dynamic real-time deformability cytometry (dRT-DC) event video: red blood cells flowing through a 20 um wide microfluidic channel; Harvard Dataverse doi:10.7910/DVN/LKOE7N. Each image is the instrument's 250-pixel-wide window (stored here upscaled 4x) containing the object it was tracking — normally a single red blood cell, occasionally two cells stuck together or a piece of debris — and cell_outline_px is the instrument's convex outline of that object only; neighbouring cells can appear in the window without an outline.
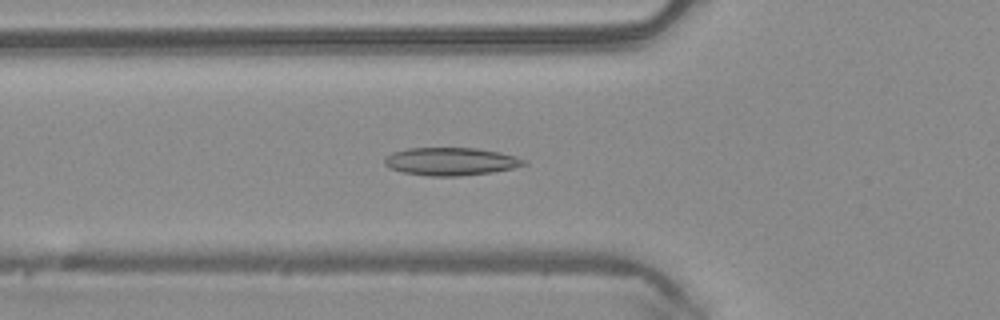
{"species": "common noctule bat (a hibernating species)", "species_latin": "Nyctalus noctula", "temperature_condition": "warm", "stored_images_in_passage": 49, "camera_frame_rate_fps": 3000, "um_per_image_px": 0.085, "animal": {"sex": "male", "body_mass_g": 20.4}, "frame": {"image": 1, "passage_image": 17, "time_ms": 5.333, "image_size_px": [1000, 320], "cell_outline_px": [[528, 164], [512, 168], [492, 172], [460, 176], [428, 176], [404, 172], [392, 168], [384, 164], [384, 160], [392, 152], [408, 148], [476, 148], [500, 152], [516, 156], [528, 160]], "centroid_in_image_um": [38.37, 13.72], "position_along_channel_um": 87.4, "area_um2": 22.6}}
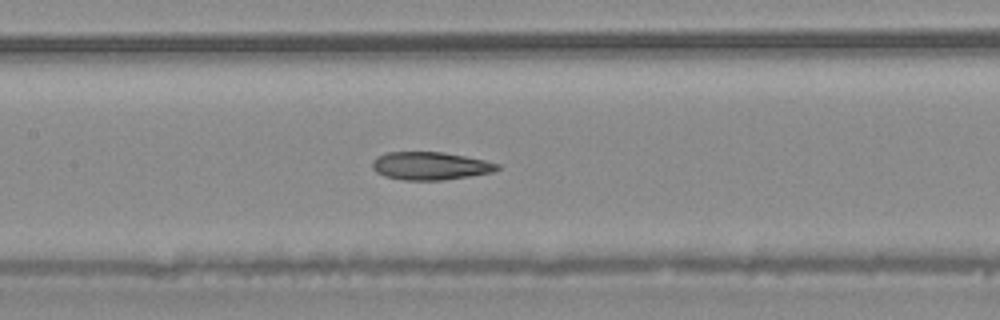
{"frame": {"image": 2, "passage_image": 23, "time_ms": 7.333, "image_size_px": [1000, 320], "cell_outline_px": [[500, 168], [492, 172], [472, 176], [444, 180], [404, 180], [384, 176], [376, 172], [372, 168], [372, 160], [376, 156], [388, 152], [444, 152], [484, 160], [500, 164]], "centroid_in_image_um": [36.56, 14.1], "position_along_channel_um": 170.8, "area_um2": 20.46}}
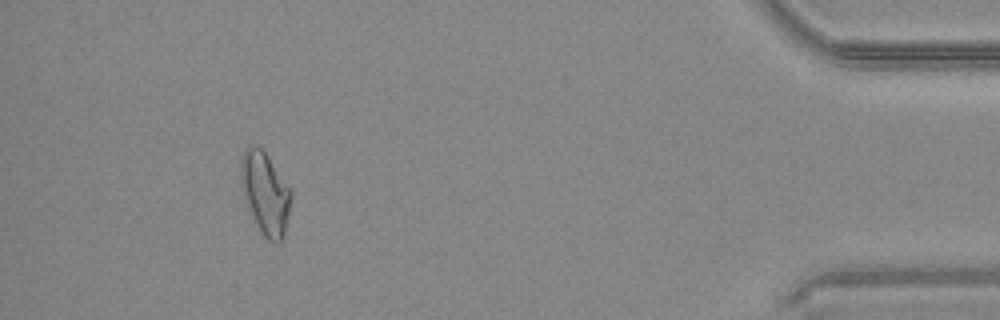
{"frame": {"image": 3, "passage_image": 45, "time_ms": 14.667, "image_size_px": [1000, 320], "cell_outline_px": [[292, 196], [284, 232], [280, 244], [276, 244], [268, 240], [264, 236], [256, 224], [244, 196], [240, 172], [240, 160], [244, 152], [252, 144], [256, 144], [264, 152], [292, 192]], "centroid_in_image_um": [22.54, 16.44], "position_along_channel_um": 412.7, "area_um2": 23.41}, "authors_computed_cell_mechanics": {"area_um2": 21.9062, "velocity_mm_per_s": 4.1402, "shape_relaxation_time_tau1_ms": null, "shape_relaxation_time_tau2_ms": 3.8716, "deformation_change_tau1": null, "deformation_change_tau2": 0.1326}}